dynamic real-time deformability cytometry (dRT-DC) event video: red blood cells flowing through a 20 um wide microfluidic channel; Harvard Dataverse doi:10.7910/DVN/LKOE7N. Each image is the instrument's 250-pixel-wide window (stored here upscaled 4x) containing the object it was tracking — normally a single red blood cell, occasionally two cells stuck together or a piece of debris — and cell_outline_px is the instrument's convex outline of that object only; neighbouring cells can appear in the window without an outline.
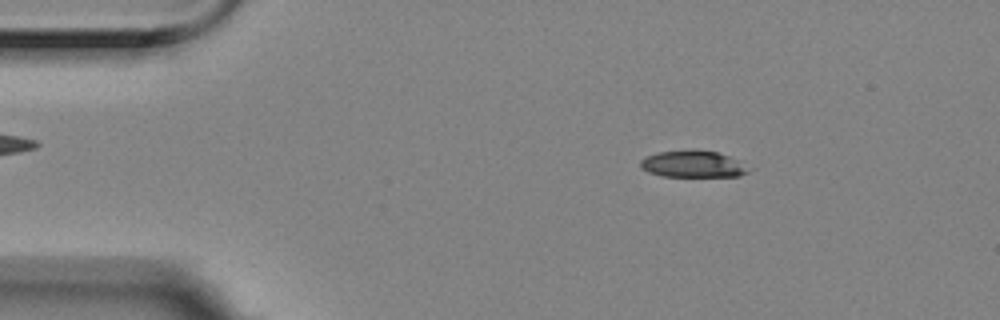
{"species": "Egyptian fruit bat (a non-hibernating species)", "species_latin": "Rousettus aegyptiacus", "temperature_condition": "room temperature", "stored_images_in_passage": 56, "camera_frame_rate_fps": 3000, "um_per_image_px": 0.085, "animal": {"sex": "female"}, "frame": {"image": 1, "passage_image": 9, "time_ms": 2.667, "image_size_px": [1000, 320], "cell_outline_px": [[748, 172], [740, 176], [664, 176], [648, 172], [640, 168], [640, 160], [644, 156], [656, 152], [688, 148], [692, 148], [716, 152], [728, 156], [736, 160]], "centroid_in_image_um": [58.76, 13.91], "position_along_channel_um": 26.2, "area_um2": 16.88}}
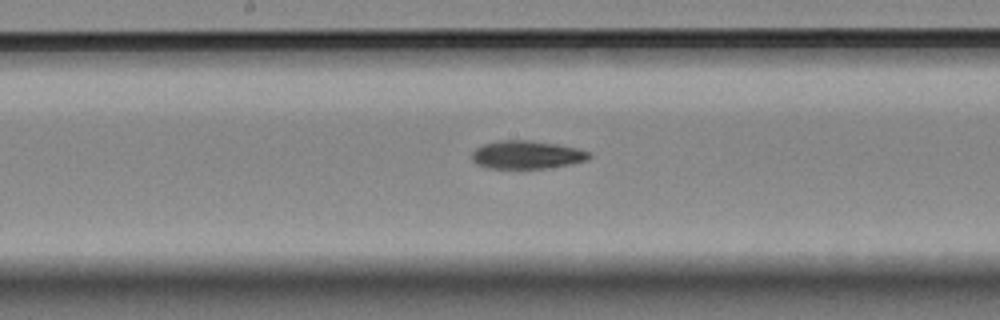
{"frame": {"image": 2, "passage_image": 29, "time_ms": 9.333, "image_size_px": [1000, 320], "cell_outline_px": [[592, 156], [588, 160], [572, 164], [544, 168], [488, 168], [476, 164], [472, 160], [472, 152], [476, 148], [484, 144], [496, 140], [532, 140], [556, 144], [576, 148], [592, 152]], "centroid_in_image_um": [44.79, 13.15], "position_along_channel_um": 203.4, "area_um2": 19.36}}
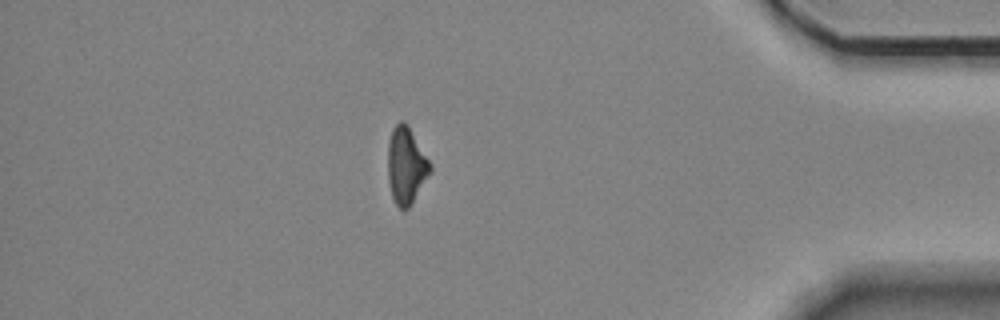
{"frame": {"image": 3, "passage_image": 49, "time_ms": 16.0, "image_size_px": [1000, 320], "cell_outline_px": [[432, 172], [408, 208], [400, 208], [396, 204], [392, 196], [388, 180], [388, 140], [392, 128], [400, 120], [404, 120], [408, 124], [432, 164]], "centroid_in_image_um": [34.53, 14.02], "position_along_channel_um": 400.7, "area_um2": 19.13}, "authors_computed_cell_mechanics": {"area_um2": 19.1318, "velocity_mm_per_s": 3.5363, "shape_relaxation_time_tau1_ms": 4.3358, "shape_relaxation_time_tau2_ms": null, "deformation_change_tau1": 0.1353, "deformation_change_tau2": null}}